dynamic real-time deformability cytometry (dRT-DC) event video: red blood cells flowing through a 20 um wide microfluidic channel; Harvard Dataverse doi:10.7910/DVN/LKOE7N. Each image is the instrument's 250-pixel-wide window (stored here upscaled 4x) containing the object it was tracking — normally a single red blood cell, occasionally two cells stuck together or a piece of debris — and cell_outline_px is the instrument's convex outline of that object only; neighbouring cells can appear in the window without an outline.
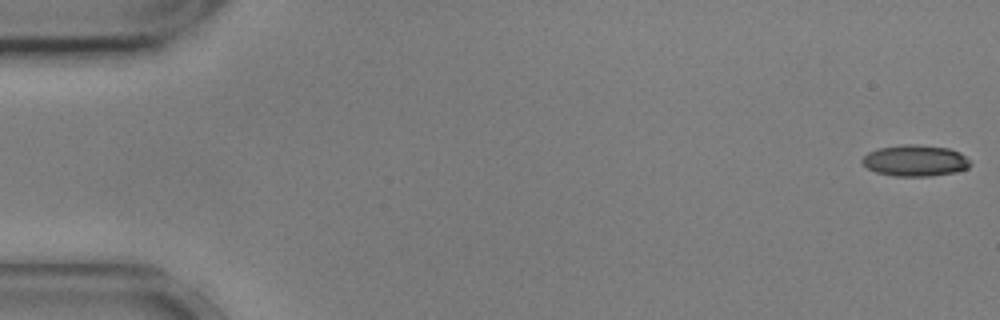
{"species": "common noctule bat (a hibernating species)", "species_latin": "Nyctalus noctula", "temperature_condition": "cold", "stored_images_in_passage": 55, "camera_frame_rate_fps": 3000, "um_per_image_px": 0.085, "animal": {"sex": "male", "body_mass_g": 17.9, "forearm_length_mm": 54.2}, "frame": {"image": 1, "passage_image": 1, "time_ms": 0.0, "image_size_px": [1000, 320], "cell_outline_px": [[972, 164], [968, 168], [956, 172], [932, 176], [892, 176], [876, 172], [868, 168], [860, 160], [868, 152], [880, 148], [912, 144], [948, 148], [960, 152]], "centroid_in_image_um": [77.8, 13.67], "position_along_channel_um": 7.2, "area_um2": 19.54}}
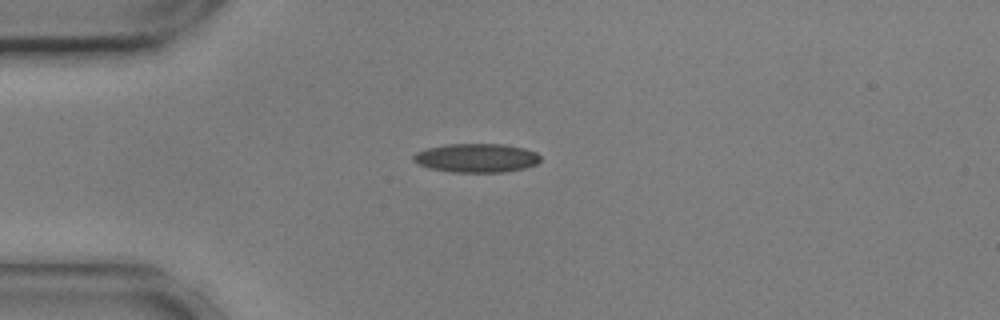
{"frame": {"image": 2, "passage_image": 14, "time_ms": 4.333, "image_size_px": [1000, 320], "cell_outline_px": [[540, 160], [536, 164], [524, 168], [504, 172], [452, 172], [428, 168], [416, 164], [412, 160], [412, 156], [416, 152], [428, 148], [444, 144], [504, 144], [524, 148], [536, 152], [540, 156]], "centroid_in_image_um": [40.46, 13.42], "position_along_channel_um": 44.5, "area_um2": 21.5}}
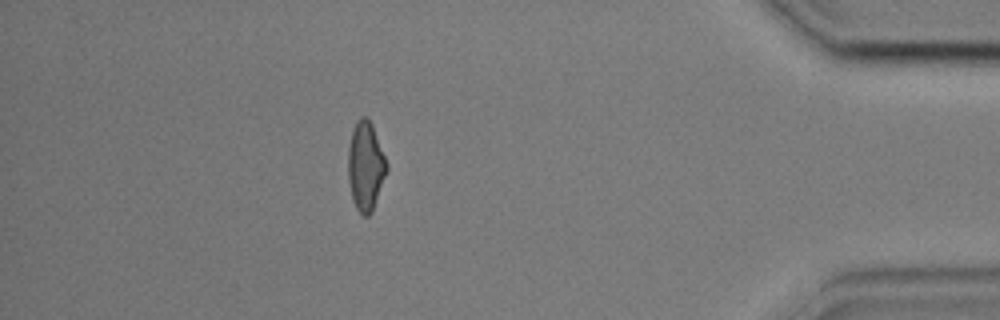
{"frame": {"image": 3, "passage_image": 49, "time_ms": 16.0, "image_size_px": [1000, 320], "cell_outline_px": [[388, 168], [372, 212], [368, 216], [364, 216], [356, 208], [352, 200], [348, 180], [348, 148], [352, 128], [356, 120], [360, 116], [368, 116], [372, 124], [388, 164]], "centroid_in_image_um": [31.06, 14.08], "position_along_channel_um": 404.1, "area_um2": 20.23}, "authors_computed_cell_mechanics": {"area_um2": 20.1144, "velocity_mm_per_s": 3.6135, "shape_relaxation_time_tau1_ms": 8.7708, "shape_relaxation_time_tau2_ms": 2.3425, "deformation_change_tau1": 0.1889, "deformation_change_tau2": 0.102}}